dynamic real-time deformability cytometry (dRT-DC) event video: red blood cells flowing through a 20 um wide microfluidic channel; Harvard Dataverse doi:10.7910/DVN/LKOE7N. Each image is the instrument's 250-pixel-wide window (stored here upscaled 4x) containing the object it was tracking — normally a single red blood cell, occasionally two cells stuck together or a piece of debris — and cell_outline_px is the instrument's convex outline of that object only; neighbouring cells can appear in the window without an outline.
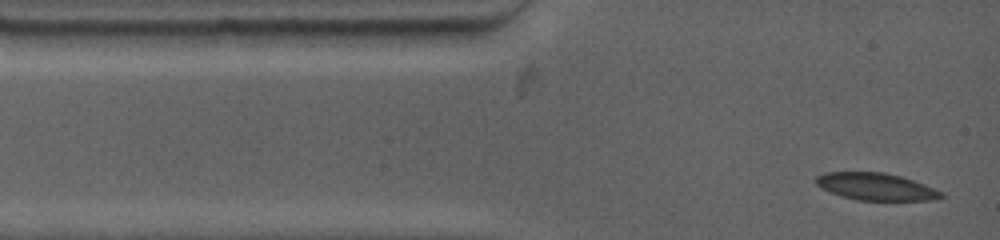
{"species": "common noctule bat (a hibernating species)", "species_latin": "Nyctalus noctula", "temperature_condition": "warm", "stored_images_in_passage": 15, "camera_frame_rate_fps": 4500, "um_per_image_px": 0.085, "animal": {"sex": "female", "body_mass_g": 19.0, "forearm_length_mm": 53.3}, "frame": {"image": 1, "passage_image": 1, "time_ms": 0.0, "image_size_px": [1000, 240], "cell_outline_px": [[944, 196], [936, 200], [856, 200], [840, 196], [816, 184], [816, 176], [824, 172], [884, 172], [900, 176], [924, 184], [944, 192]], "centroid_in_image_um": [74.48, 15.86], "position_along_channel_um": 10.5, "area_um2": 19.77}}
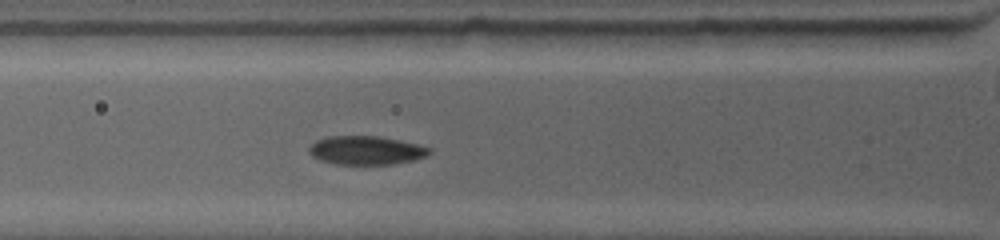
{"frame": {"image": 2, "passage_image": 7, "time_ms": 3.111, "image_size_px": [1000, 240], "cell_outline_px": [[432, 152], [428, 156], [412, 160], [392, 164], [336, 164], [320, 160], [312, 156], [308, 152], [308, 148], [316, 140], [328, 136], [376, 136], [416, 144], [432, 148]], "centroid_in_image_um": [31.1, 12.78], "position_along_channel_um": 94.7, "area_um2": 20.0}}
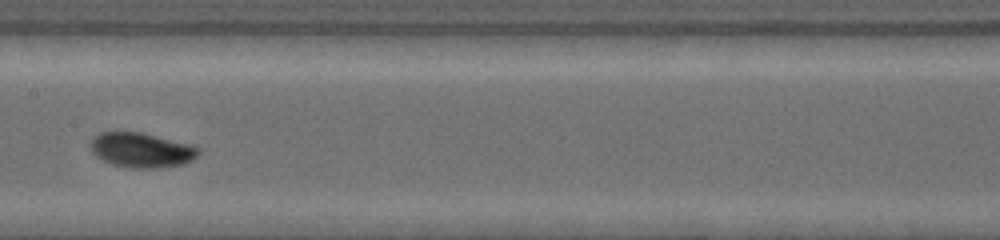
{"frame": {"image": 3, "passage_image": 13, "time_ms": 5.778, "image_size_px": [1000, 240], "cell_outline_px": [[200, 152], [192, 160], [180, 164], [160, 168], [132, 168], [112, 164], [96, 156], [92, 152], [88, 144], [92, 136], [100, 132], [116, 128], [140, 132], [188, 144], [200, 148]], "centroid_in_image_um": [11.91, 12.71], "position_along_channel_um": 195.5, "area_um2": 22.37}}